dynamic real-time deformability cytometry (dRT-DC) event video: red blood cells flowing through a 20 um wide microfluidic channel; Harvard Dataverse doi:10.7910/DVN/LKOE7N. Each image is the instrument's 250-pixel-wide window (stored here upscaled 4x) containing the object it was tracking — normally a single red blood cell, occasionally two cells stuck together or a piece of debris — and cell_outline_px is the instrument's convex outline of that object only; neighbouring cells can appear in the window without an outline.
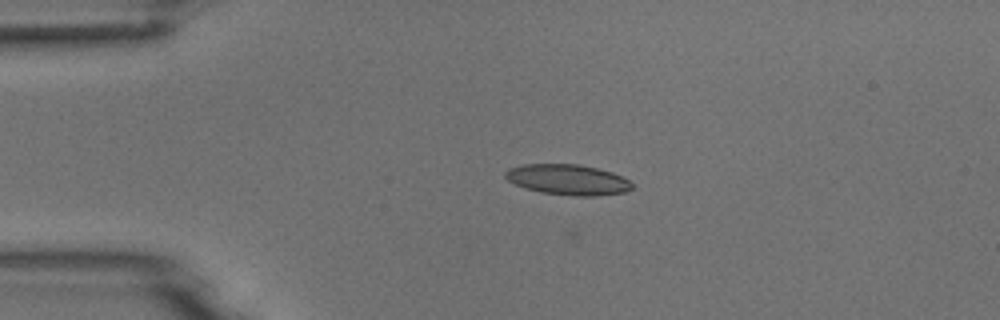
{"species": "common noctule bat (a hibernating species)", "species_latin": "Nyctalus noctula", "temperature_condition": "room temperature", "stored_images_in_passage": 4, "camera_frame_rate_fps": 3000, "um_per_image_px": 0.085, "animal": {"sex": "male", "body_mass_g": 18.8}, "frame": {"image": 1, "passage_image": 3, "time_ms": 2.333, "image_size_px": [1000, 320], "cell_outline_px": [[632, 188], [624, 192], [596, 196], [576, 196], [540, 192], [516, 184], [508, 180], [504, 176], [504, 172], [508, 168], [524, 164], [580, 164], [612, 172], [628, 180], [632, 184]], "centroid_in_image_um": [48.25, 15.26], "position_along_channel_um": 36.8, "area_um2": 22.37}}